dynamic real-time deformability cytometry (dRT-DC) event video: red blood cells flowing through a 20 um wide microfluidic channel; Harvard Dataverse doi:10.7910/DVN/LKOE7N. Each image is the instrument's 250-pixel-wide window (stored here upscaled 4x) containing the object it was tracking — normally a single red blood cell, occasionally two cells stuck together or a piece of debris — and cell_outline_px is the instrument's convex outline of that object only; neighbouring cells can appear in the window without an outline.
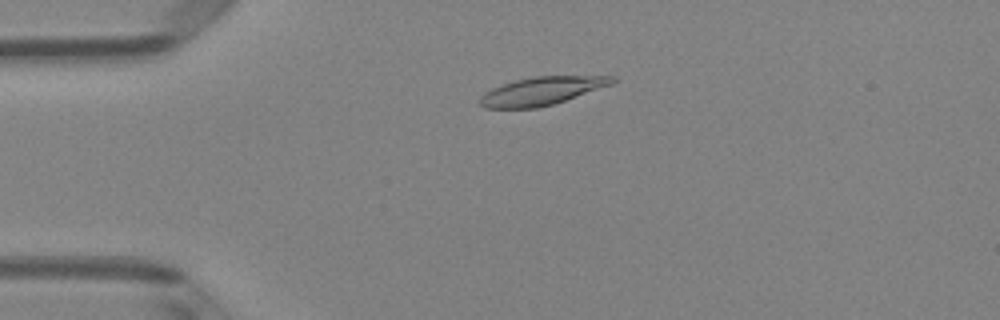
{"species": "Egyptian fruit bat (a non-hibernating species)", "species_latin": "Rousettus aegyptiacus", "temperature_condition": "room temperature", "stored_images_in_passage": 50, "camera_frame_rate_fps": 3000, "um_per_image_px": 0.085, "animal": {"sex": "female"}, "frame": {"image": 1, "passage_image": 11, "time_ms": 3.333, "image_size_px": [1000, 320], "cell_outline_px": [[616, 80], [612, 84], [552, 104], [536, 108], [484, 108], [480, 104], [480, 96], [484, 92], [492, 88], [516, 80], [532, 76], [616, 76]], "centroid_in_image_um": [46.02, 7.73], "position_along_channel_um": 39.0, "area_um2": 21.39}}
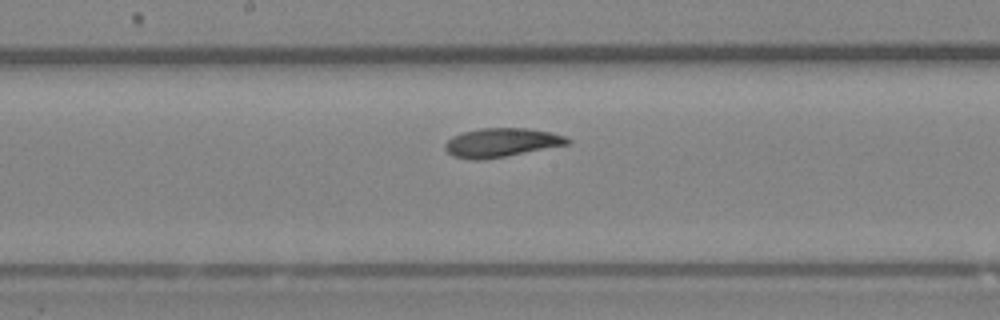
{"frame": {"image": 2, "passage_image": 26, "time_ms": 8.333, "image_size_px": [1000, 320], "cell_outline_px": [[572, 140], [568, 144], [504, 156], [480, 160], [472, 160], [452, 156], [444, 148], [444, 144], [452, 136], [464, 132], [480, 128], [524, 128], [552, 132], [564, 136]], "centroid_in_image_um": [42.58, 12.11], "position_along_channel_um": 205.6, "area_um2": 20.4}}
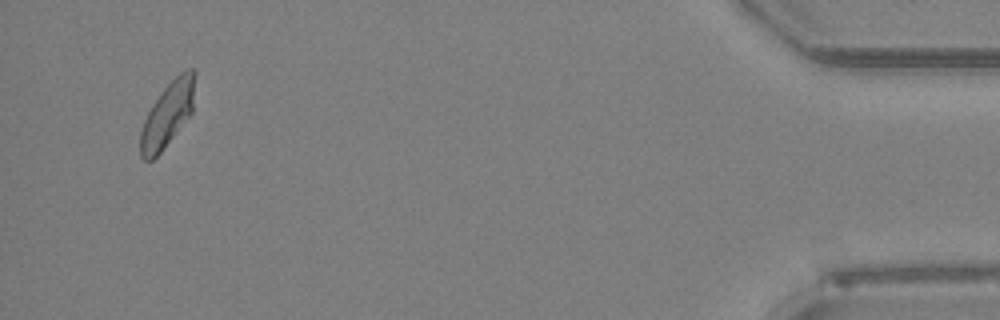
{"frame": {"image": 3, "passage_image": 48, "time_ms": 15.667, "image_size_px": [1000, 320], "cell_outline_px": [[196, 72], [192, 112], [160, 152], [152, 160], [144, 160], [140, 156], [140, 132], [144, 120], [152, 104], [164, 88], [180, 72], [188, 68], [196, 68]], "centroid_in_image_um": [14.25, 9.69], "position_along_channel_um": 421.0, "area_um2": 20.35}, "authors_computed_cell_mechanics": {"area_um2": 20.808, "velocity_mm_per_s": 3.9883, "shape_relaxation_time_tau1_ms": 8.1299, "shape_relaxation_time_tau2_ms": 3.2528, "deformation_change_tau1": 0.1768, "deformation_change_tau2": 0.0763}}